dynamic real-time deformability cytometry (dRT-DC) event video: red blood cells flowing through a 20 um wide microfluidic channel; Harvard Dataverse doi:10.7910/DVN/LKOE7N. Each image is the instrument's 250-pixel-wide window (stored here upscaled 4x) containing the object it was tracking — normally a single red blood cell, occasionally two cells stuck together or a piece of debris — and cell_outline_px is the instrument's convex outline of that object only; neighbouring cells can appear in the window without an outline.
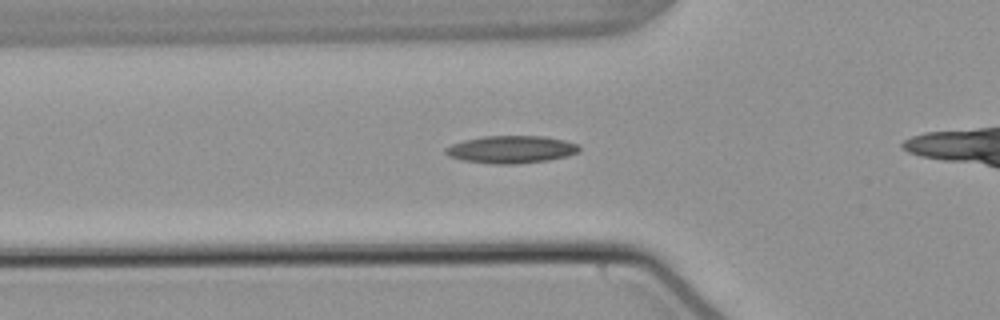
{"species": "common noctule bat (a hibernating species)", "species_latin": "Nyctalus noctula", "temperature_condition": "warm", "stored_images_in_passage": 27, "camera_frame_rate_fps": 3000, "um_per_image_px": 0.085, "animal": {"sex": "male", "body_mass_g": 21.5, "forearm_length_mm": 52.0}, "frame": {"image": 1, "passage_image": 2, "time_ms": 0.333, "image_size_px": [1000, 320], "cell_outline_px": [[580, 148], [576, 152], [568, 156], [548, 160], [516, 164], [492, 164], [464, 160], [448, 156], [444, 152], [444, 148], [452, 144], [464, 140], [484, 136], [544, 136], [564, 140], [580, 144]], "centroid_in_image_um": [43.45, 12.7], "position_along_channel_um": 82.4, "area_um2": 21.44}}
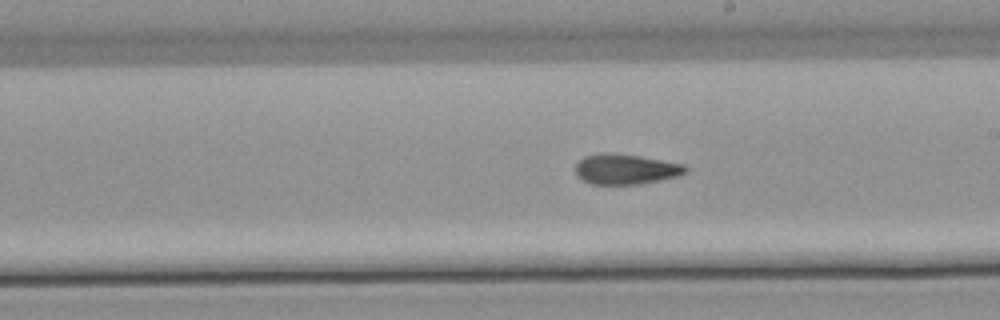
{"frame": {"image": 2, "passage_image": 14, "time_ms": 4.333, "image_size_px": [1000, 320], "cell_outline_px": [[688, 168], [684, 172], [676, 176], [660, 180], [640, 184], [592, 184], [584, 180], [576, 172], [576, 164], [584, 156], [636, 156], [684, 164]], "centroid_in_image_um": [53.23, 14.43], "position_along_channel_um": 235.8, "area_um2": 18.21}}
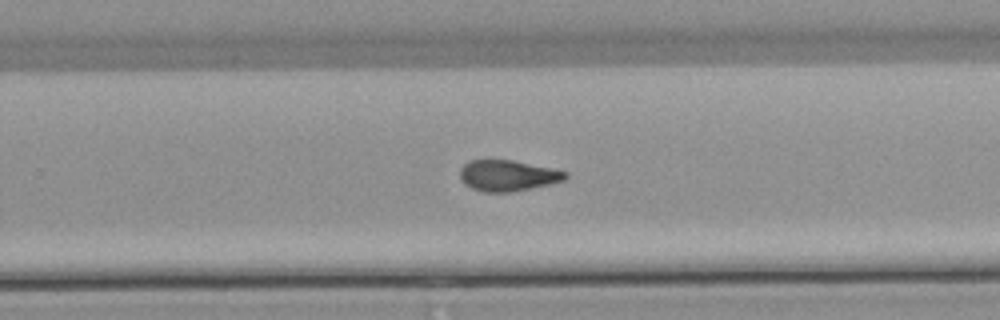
{"frame": {"image": 3, "passage_image": 18, "time_ms": 5.667, "image_size_px": [1000, 320], "cell_outline_px": [[568, 176], [564, 180], [532, 188], [508, 192], [484, 192], [472, 188], [464, 184], [460, 180], [460, 168], [468, 160], [512, 160], [552, 168], [568, 172]], "centroid_in_image_um": [43.13, 14.92], "position_along_channel_um": 286.7, "area_um2": 19.02}}